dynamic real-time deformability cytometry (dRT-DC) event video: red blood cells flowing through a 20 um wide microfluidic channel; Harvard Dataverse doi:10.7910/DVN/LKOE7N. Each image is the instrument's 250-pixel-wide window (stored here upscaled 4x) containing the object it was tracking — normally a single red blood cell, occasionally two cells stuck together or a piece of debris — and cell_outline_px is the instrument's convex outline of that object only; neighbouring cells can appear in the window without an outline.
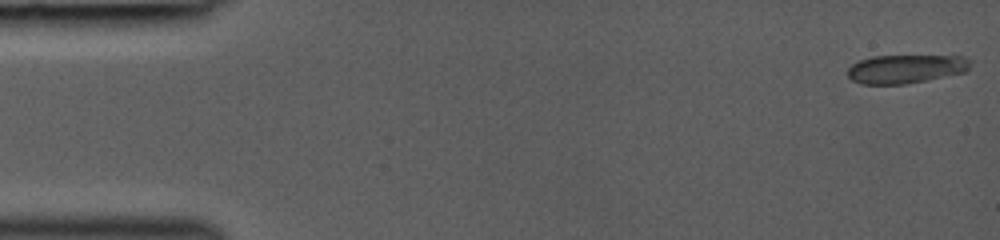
{"species": "common noctule bat (a hibernating species)", "species_latin": "Nyctalus noctula", "temperature_condition": "room temperature", "stored_images_in_passage": 12, "camera_frame_rate_fps": 3000, "um_per_image_px": 0.085, "animal": {"sex": "female", "body_mass_g": 19.0, "forearm_length_mm": 53.3}, "frame": {"image": 1, "passage_image": 1, "time_ms": 0.0, "image_size_px": [1000, 240], "cell_outline_px": [[972, 60], [968, 72], [904, 84], [860, 84], [852, 80], [848, 76], [848, 68], [852, 64], [860, 60], [872, 56], [964, 56]], "centroid_in_image_um": [77.02, 5.85], "position_along_channel_um": 8.0, "area_um2": 20.58}}